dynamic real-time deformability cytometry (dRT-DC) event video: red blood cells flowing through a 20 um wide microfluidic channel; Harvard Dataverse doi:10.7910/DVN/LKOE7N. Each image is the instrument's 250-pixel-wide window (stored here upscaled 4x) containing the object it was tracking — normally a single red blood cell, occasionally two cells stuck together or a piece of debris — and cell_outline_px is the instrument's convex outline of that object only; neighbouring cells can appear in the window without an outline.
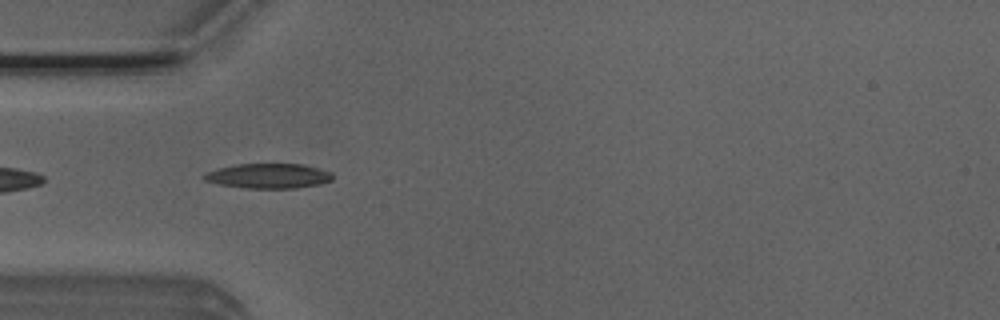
{"species": "Egyptian fruit bat (a non-hibernating species)", "species_latin": "Rousettus aegyptiacus", "temperature_condition": "room temperature", "stored_images_in_passage": 39, "camera_frame_rate_fps": 3000, "um_per_image_px": 0.085, "animal": {"sex": "male"}, "frame": {"image": 1, "passage_image": 2, "time_ms": 0.333, "image_size_px": [1000, 320], "cell_outline_px": [[332, 180], [320, 184], [296, 188], [244, 188], [220, 184], [204, 180], [200, 176], [208, 172], [220, 168], [236, 164], [304, 164], [332, 172]], "centroid_in_image_um": [22.84, 14.95], "position_along_channel_um": 62.2, "area_um2": 18.55}}
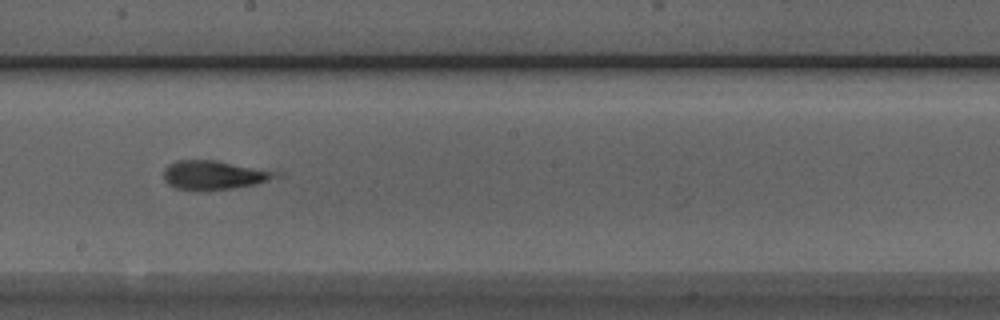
{"frame": {"image": 2, "passage_image": 15, "time_ms": 4.667, "image_size_px": [1000, 320], "cell_outline_px": [[284, 176], [256, 184], [232, 188], [200, 192], [176, 188], [168, 184], [164, 180], [164, 168], [168, 164], [176, 160], [216, 160], [284, 172]], "centroid_in_image_um": [18.25, 14.88], "position_along_channel_um": 229.9, "area_um2": 19.59}}
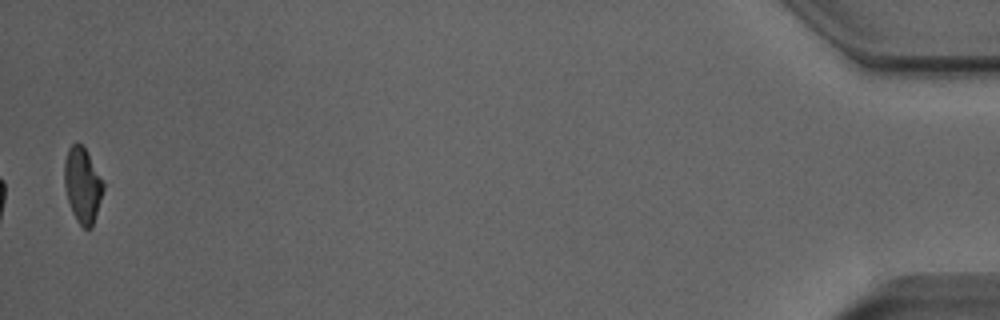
{"frame": {"image": 3, "passage_image": 38, "time_ms": 12.333, "image_size_px": [1000, 320], "cell_outline_px": [[104, 188], [92, 228], [84, 228], [76, 220], [72, 212], [68, 200], [64, 184], [64, 160], [68, 148], [72, 144], [80, 144], [88, 152], [104, 184]], "centroid_in_image_um": [7.0, 15.73], "position_along_channel_um": 428.2, "area_um2": 16.94}, "authors_computed_cell_mechanics": {"area_um2": 18.9584, "velocity_mm_per_s": 3.8897, "shape_relaxation_time_tau1_ms": 4.5478, "shape_relaxation_time_tau2_ms": 4.3789, "deformation_change_tau1": 0.1492, "deformation_change_tau2": 0.1458}}